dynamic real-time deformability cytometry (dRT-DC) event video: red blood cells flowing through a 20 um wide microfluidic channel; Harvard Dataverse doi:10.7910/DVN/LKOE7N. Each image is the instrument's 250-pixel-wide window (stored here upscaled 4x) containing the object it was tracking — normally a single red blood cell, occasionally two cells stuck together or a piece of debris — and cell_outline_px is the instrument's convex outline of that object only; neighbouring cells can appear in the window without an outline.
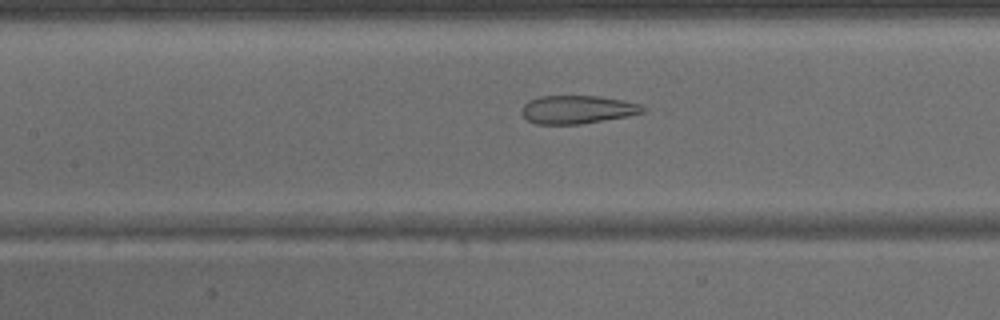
{"species": "common noctule bat (a hibernating species)", "species_latin": "Nyctalus noctula", "temperature_condition": "warm", "stored_images_in_passage": 44, "camera_frame_rate_fps": 3000, "um_per_image_px": 0.085, "animal": {"sex": "male", "body_mass_g": 15.6}, "frame": {"image": 1, "passage_image": 20, "time_ms": 6.333, "image_size_px": [1000, 320], "cell_outline_px": [[648, 108], [644, 112], [628, 116], [580, 124], [536, 124], [528, 120], [520, 112], [520, 108], [528, 100], [540, 96], [596, 96], [624, 100], [640, 104]], "centroid_in_image_um": [49.07, 9.31], "position_along_channel_um": 158.3, "area_um2": 20.06}}
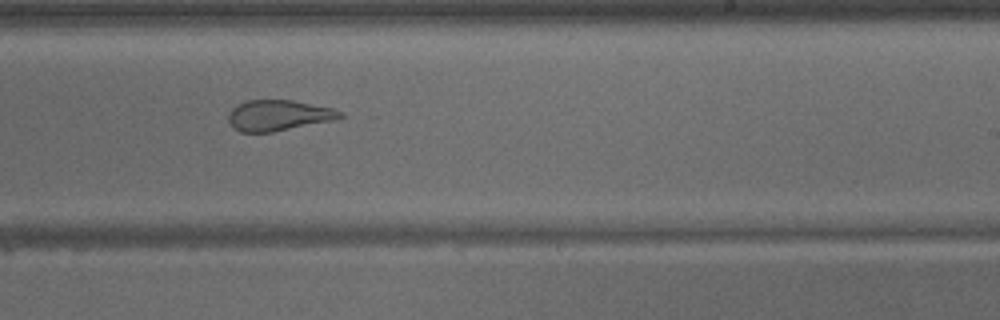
{"frame": {"image": 2, "passage_image": 27, "time_ms": 8.667, "image_size_px": [1000, 320], "cell_outline_px": [[344, 116], [336, 120], [272, 132], [240, 132], [228, 120], [228, 116], [232, 108], [248, 100], [292, 100], [332, 108], [344, 112]], "centroid_in_image_um": [23.73, 9.81], "position_along_channel_um": 265.3, "area_um2": 19.88}}
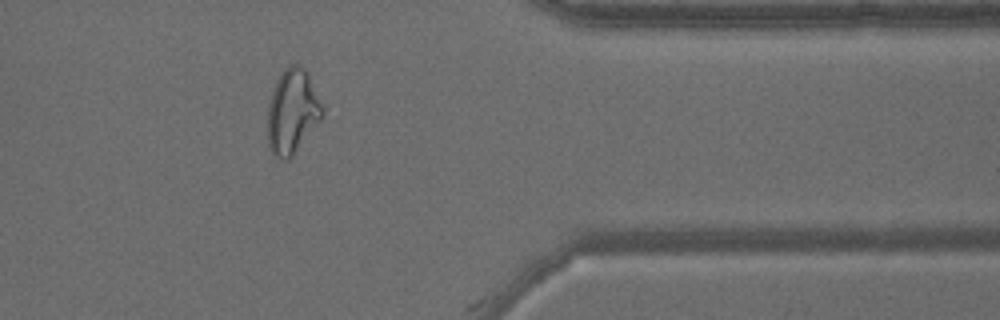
{"frame": {"image": 3, "passage_image": 36, "time_ms": 11.667, "image_size_px": [1000, 320], "cell_outline_px": [[324, 112], [320, 120], [292, 156], [288, 160], [284, 160], [276, 156], [268, 148], [268, 104], [272, 88], [276, 80], [284, 68], [288, 64], [300, 64], [308, 72], [324, 108]], "centroid_in_image_um": [24.84, 9.43], "position_along_channel_um": 386.6, "area_um2": 27.11}}